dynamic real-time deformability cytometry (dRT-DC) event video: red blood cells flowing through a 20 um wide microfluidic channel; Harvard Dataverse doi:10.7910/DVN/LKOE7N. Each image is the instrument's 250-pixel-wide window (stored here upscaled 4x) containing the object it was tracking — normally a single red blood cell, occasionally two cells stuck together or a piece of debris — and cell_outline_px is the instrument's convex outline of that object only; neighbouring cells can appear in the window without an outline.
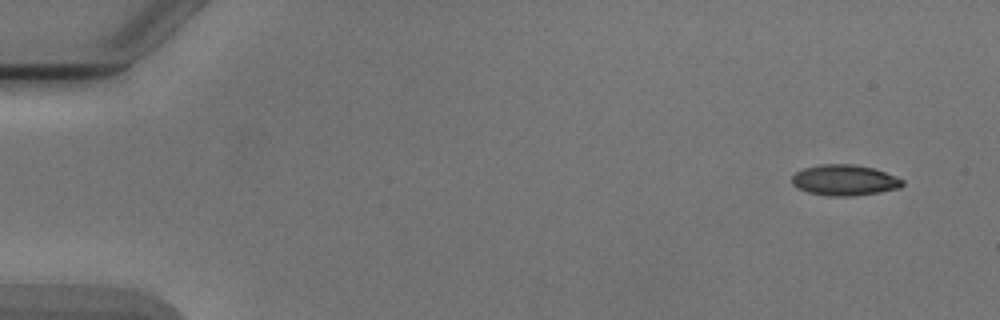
{"species": "Egyptian fruit bat (a non-hibernating species)", "species_latin": "Rousettus aegyptiacus", "temperature_condition": "cold", "stored_images_in_passage": 4, "camera_frame_rate_fps": 3000, "um_per_image_px": 0.085, "animal": {"sex": "male"}, "frame": {"image": 1, "passage_image": 1, "time_ms": 0.0, "image_size_px": [1000, 320], "cell_outline_px": [[904, 184], [900, 188], [880, 192], [852, 196], [828, 196], [808, 192], [796, 188], [792, 184], [792, 176], [796, 172], [804, 168], [820, 164], [852, 164], [872, 168], [884, 172], [904, 180]], "centroid_in_image_um": [71.76, 15.32], "position_along_channel_um": 13.2, "area_um2": 19.83}}
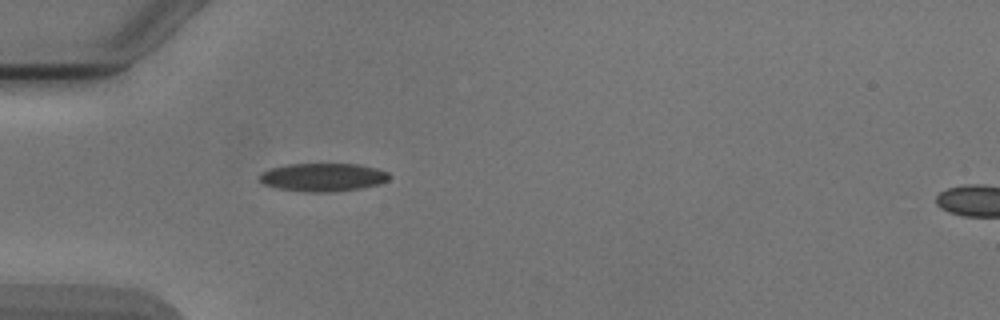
{"frame": {"image": 2, "passage_image": 4, "time_ms": 4.333, "image_size_px": [1000, 320], "cell_outline_px": [[392, 176], [388, 180], [380, 184], [360, 188], [332, 192], [304, 192], [280, 188], [264, 184], [260, 180], [260, 176], [264, 172], [272, 168], [288, 164], [360, 164], [376, 168], [388, 172]], "centroid_in_image_um": [27.52, 15.06], "position_along_channel_um": 57.5, "area_um2": 21.21}}